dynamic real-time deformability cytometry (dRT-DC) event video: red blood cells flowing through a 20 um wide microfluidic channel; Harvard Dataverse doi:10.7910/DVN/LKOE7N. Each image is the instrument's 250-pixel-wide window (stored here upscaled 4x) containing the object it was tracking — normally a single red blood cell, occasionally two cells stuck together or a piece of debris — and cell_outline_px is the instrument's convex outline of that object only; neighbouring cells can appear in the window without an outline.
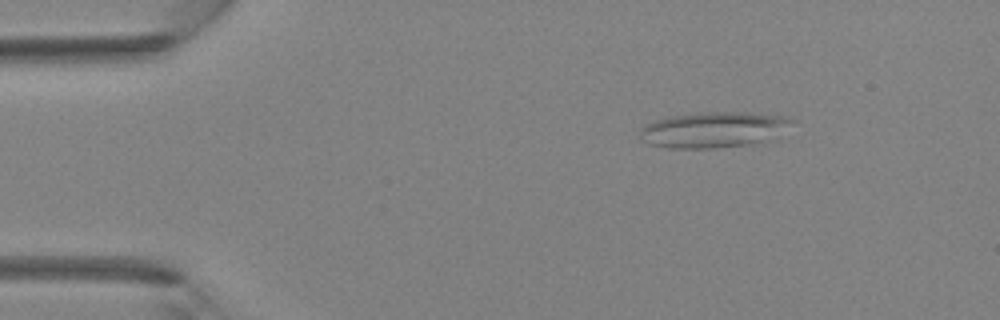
{"species": "Egyptian fruit bat (a non-hibernating species)", "species_latin": "Rousettus aegyptiacus", "temperature_condition": "room temperature", "stored_images_in_passage": 37, "camera_frame_rate_fps": 3000, "um_per_image_px": 0.085, "animal": {"sex": "female"}, "frame": {"image": 1, "passage_image": 2, "time_ms": 0.333, "image_size_px": [1000, 320], "cell_outline_px": [[796, 120], [760, 140], [752, 144], [716, 148], [668, 148], [648, 144], [640, 140], [640, 128], [644, 124], [652, 120], [672, 116], [704, 112], [740, 112], [784, 116]], "centroid_in_image_um": [60.45, 11.02], "position_along_channel_um": 24.5, "area_um2": 30.92}}
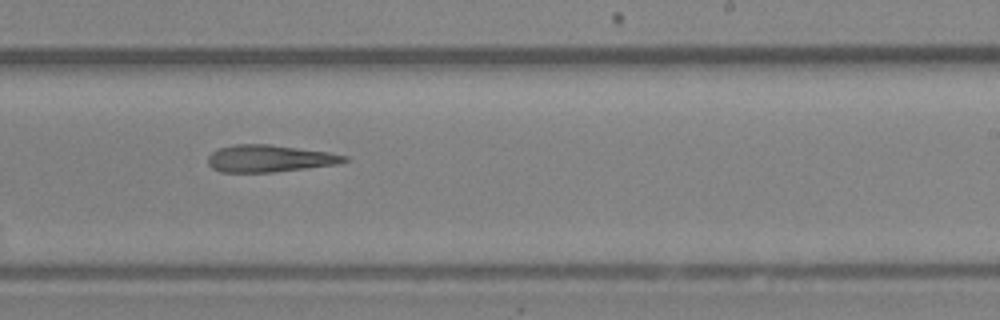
{"frame": {"image": 2, "passage_image": 21, "time_ms": 6.667, "image_size_px": [1000, 320], "cell_outline_px": [[348, 160], [336, 164], [272, 172], [220, 172], [212, 168], [208, 164], [208, 156], [212, 152], [220, 148], [232, 144], [272, 144], [328, 152], [348, 156]], "centroid_in_image_um": [22.87, 13.46], "position_along_channel_um": 266.1, "area_um2": 21.44}}
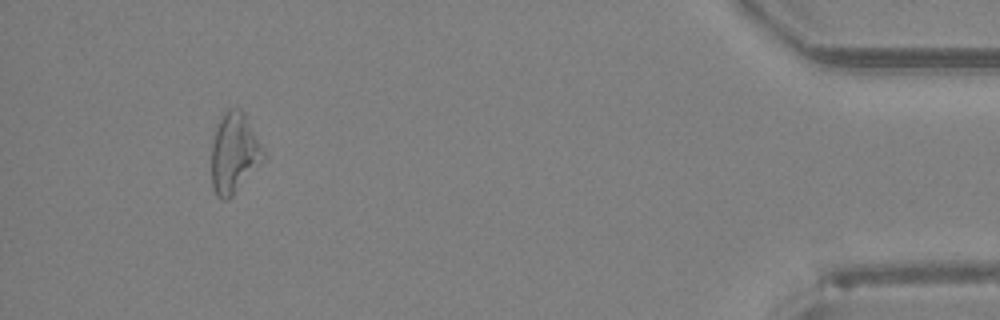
{"frame": {"image": 3, "passage_image": 34, "time_ms": 11.0, "image_size_px": [1000, 320], "cell_outline_px": [[264, 160], [232, 196], [228, 200], [220, 200], [216, 196], [212, 188], [212, 144], [216, 124], [220, 116], [228, 108], [240, 108], [244, 112], [264, 152]], "centroid_in_image_um": [19.87, 13.02], "position_along_channel_um": 415.3, "area_um2": 24.28}}